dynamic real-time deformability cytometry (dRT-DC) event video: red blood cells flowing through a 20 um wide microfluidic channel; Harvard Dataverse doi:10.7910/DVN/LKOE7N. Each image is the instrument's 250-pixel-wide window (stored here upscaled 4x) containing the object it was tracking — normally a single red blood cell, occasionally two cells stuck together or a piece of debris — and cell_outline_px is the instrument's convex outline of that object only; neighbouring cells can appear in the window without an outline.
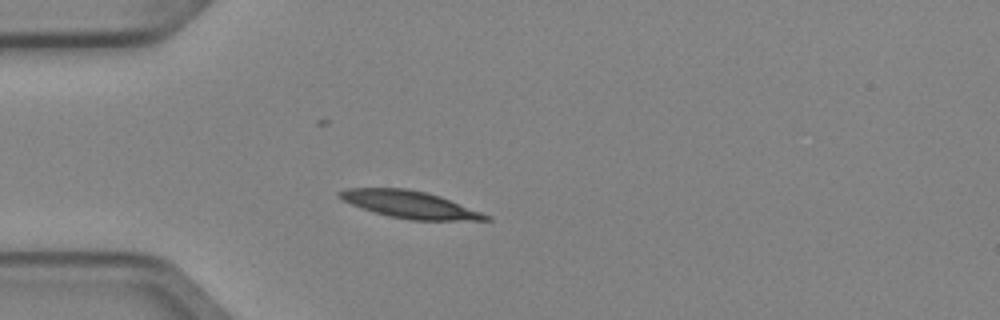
{"species": "Egyptian fruit bat (a non-hibernating species)", "species_latin": "Rousettus aegyptiacus", "temperature_condition": "cold", "stored_images_in_passage": 2, "camera_frame_rate_fps": 3000, "um_per_image_px": 0.085, "animal": {"sex": "female"}, "frame": {"image": 1, "passage_image": 1, "time_ms": 0.0, "image_size_px": [1000, 320], "cell_outline_px": [[492, 220], [408, 220], [388, 216], [372, 212], [360, 208], [336, 196], [336, 192], [348, 188], [408, 188], [440, 196], [492, 216]], "centroid_in_image_um": [34.81, 17.39], "position_along_channel_um": 50.2, "area_um2": 23.24}}